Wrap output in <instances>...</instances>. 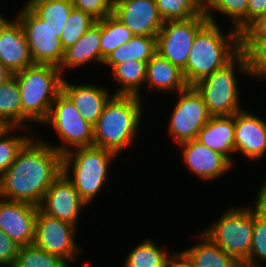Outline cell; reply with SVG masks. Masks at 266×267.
<instances>
[{
  "label": "cell",
  "instance_id": "cell-2",
  "mask_svg": "<svg viewBox=\"0 0 266 267\" xmlns=\"http://www.w3.org/2000/svg\"><path fill=\"white\" fill-rule=\"evenodd\" d=\"M143 101L138 96L113 95L93 126L94 146L117 156L131 149L137 143L141 121L145 118Z\"/></svg>",
  "mask_w": 266,
  "mask_h": 267
},
{
  "label": "cell",
  "instance_id": "cell-31",
  "mask_svg": "<svg viewBox=\"0 0 266 267\" xmlns=\"http://www.w3.org/2000/svg\"><path fill=\"white\" fill-rule=\"evenodd\" d=\"M36 132L38 134V131L33 132V129L31 131L24 127H4L0 131V179L14 162L20 149Z\"/></svg>",
  "mask_w": 266,
  "mask_h": 267
},
{
  "label": "cell",
  "instance_id": "cell-3",
  "mask_svg": "<svg viewBox=\"0 0 266 267\" xmlns=\"http://www.w3.org/2000/svg\"><path fill=\"white\" fill-rule=\"evenodd\" d=\"M219 23L208 22L192 43L186 66L182 69L188 86H193L224 67L240 52V33L225 32Z\"/></svg>",
  "mask_w": 266,
  "mask_h": 267
},
{
  "label": "cell",
  "instance_id": "cell-45",
  "mask_svg": "<svg viewBox=\"0 0 266 267\" xmlns=\"http://www.w3.org/2000/svg\"><path fill=\"white\" fill-rule=\"evenodd\" d=\"M4 128V126L0 123V131Z\"/></svg>",
  "mask_w": 266,
  "mask_h": 267
},
{
  "label": "cell",
  "instance_id": "cell-7",
  "mask_svg": "<svg viewBox=\"0 0 266 267\" xmlns=\"http://www.w3.org/2000/svg\"><path fill=\"white\" fill-rule=\"evenodd\" d=\"M238 206L228 207L216 222L201 232L225 253L243 264L249 258L251 249L253 204L248 207Z\"/></svg>",
  "mask_w": 266,
  "mask_h": 267
},
{
  "label": "cell",
  "instance_id": "cell-9",
  "mask_svg": "<svg viewBox=\"0 0 266 267\" xmlns=\"http://www.w3.org/2000/svg\"><path fill=\"white\" fill-rule=\"evenodd\" d=\"M176 94L178 101H174L176 103L172 108L166 133L177 146L196 139L199 130L208 122L211 115L194 86H187Z\"/></svg>",
  "mask_w": 266,
  "mask_h": 267
},
{
  "label": "cell",
  "instance_id": "cell-15",
  "mask_svg": "<svg viewBox=\"0 0 266 267\" xmlns=\"http://www.w3.org/2000/svg\"><path fill=\"white\" fill-rule=\"evenodd\" d=\"M12 17L0 12V62L14 74L34 64L22 24Z\"/></svg>",
  "mask_w": 266,
  "mask_h": 267
},
{
  "label": "cell",
  "instance_id": "cell-1",
  "mask_svg": "<svg viewBox=\"0 0 266 267\" xmlns=\"http://www.w3.org/2000/svg\"><path fill=\"white\" fill-rule=\"evenodd\" d=\"M39 137V138H38ZM33 135L0 179V197L39 206L62 172V155L47 140Z\"/></svg>",
  "mask_w": 266,
  "mask_h": 267
},
{
  "label": "cell",
  "instance_id": "cell-5",
  "mask_svg": "<svg viewBox=\"0 0 266 267\" xmlns=\"http://www.w3.org/2000/svg\"><path fill=\"white\" fill-rule=\"evenodd\" d=\"M115 158V153L97 146L76 148L62 155V172L79 196L92 205L109 181L110 166Z\"/></svg>",
  "mask_w": 266,
  "mask_h": 267
},
{
  "label": "cell",
  "instance_id": "cell-11",
  "mask_svg": "<svg viewBox=\"0 0 266 267\" xmlns=\"http://www.w3.org/2000/svg\"><path fill=\"white\" fill-rule=\"evenodd\" d=\"M77 231L78 227L75 225L51 217L38 208L34 244L42 250L59 256L70 266L75 261L77 263L79 261L77 259L84 252L83 247L78 245L76 240V235L80 234Z\"/></svg>",
  "mask_w": 266,
  "mask_h": 267
},
{
  "label": "cell",
  "instance_id": "cell-24",
  "mask_svg": "<svg viewBox=\"0 0 266 267\" xmlns=\"http://www.w3.org/2000/svg\"><path fill=\"white\" fill-rule=\"evenodd\" d=\"M146 65L147 62L131 60L115 65L110 73L113 82L117 84V89H114V95L124 96H140L146 82ZM120 86V87H119Z\"/></svg>",
  "mask_w": 266,
  "mask_h": 267
},
{
  "label": "cell",
  "instance_id": "cell-8",
  "mask_svg": "<svg viewBox=\"0 0 266 267\" xmlns=\"http://www.w3.org/2000/svg\"><path fill=\"white\" fill-rule=\"evenodd\" d=\"M44 125L58 135L62 144L58 142L59 144L50 146L61 155L76 148L94 146L93 126L81 116L79 110L62 91L54 100L48 118L42 126Z\"/></svg>",
  "mask_w": 266,
  "mask_h": 267
},
{
  "label": "cell",
  "instance_id": "cell-39",
  "mask_svg": "<svg viewBox=\"0 0 266 267\" xmlns=\"http://www.w3.org/2000/svg\"><path fill=\"white\" fill-rule=\"evenodd\" d=\"M240 39H266V13L252 20L240 32Z\"/></svg>",
  "mask_w": 266,
  "mask_h": 267
},
{
  "label": "cell",
  "instance_id": "cell-33",
  "mask_svg": "<svg viewBox=\"0 0 266 267\" xmlns=\"http://www.w3.org/2000/svg\"><path fill=\"white\" fill-rule=\"evenodd\" d=\"M240 51L245 56L249 77L259 82L266 80V39H240Z\"/></svg>",
  "mask_w": 266,
  "mask_h": 267
},
{
  "label": "cell",
  "instance_id": "cell-37",
  "mask_svg": "<svg viewBox=\"0 0 266 267\" xmlns=\"http://www.w3.org/2000/svg\"><path fill=\"white\" fill-rule=\"evenodd\" d=\"M73 7L101 20L113 13L114 0H72Z\"/></svg>",
  "mask_w": 266,
  "mask_h": 267
},
{
  "label": "cell",
  "instance_id": "cell-44",
  "mask_svg": "<svg viewBox=\"0 0 266 267\" xmlns=\"http://www.w3.org/2000/svg\"><path fill=\"white\" fill-rule=\"evenodd\" d=\"M239 267H250V266H247V265L241 264Z\"/></svg>",
  "mask_w": 266,
  "mask_h": 267
},
{
  "label": "cell",
  "instance_id": "cell-35",
  "mask_svg": "<svg viewBox=\"0 0 266 267\" xmlns=\"http://www.w3.org/2000/svg\"><path fill=\"white\" fill-rule=\"evenodd\" d=\"M13 267H71L57 255L40 249L34 243L21 246Z\"/></svg>",
  "mask_w": 266,
  "mask_h": 267
},
{
  "label": "cell",
  "instance_id": "cell-20",
  "mask_svg": "<svg viewBox=\"0 0 266 267\" xmlns=\"http://www.w3.org/2000/svg\"><path fill=\"white\" fill-rule=\"evenodd\" d=\"M235 114L211 116L199 130L196 140L208 148L221 153L235 164Z\"/></svg>",
  "mask_w": 266,
  "mask_h": 267
},
{
  "label": "cell",
  "instance_id": "cell-41",
  "mask_svg": "<svg viewBox=\"0 0 266 267\" xmlns=\"http://www.w3.org/2000/svg\"><path fill=\"white\" fill-rule=\"evenodd\" d=\"M166 267H195L188 256L181 250L172 252Z\"/></svg>",
  "mask_w": 266,
  "mask_h": 267
},
{
  "label": "cell",
  "instance_id": "cell-19",
  "mask_svg": "<svg viewBox=\"0 0 266 267\" xmlns=\"http://www.w3.org/2000/svg\"><path fill=\"white\" fill-rule=\"evenodd\" d=\"M64 76L61 91L71 100L79 110L81 116L94 126L101 116L105 104L114 95L103 85L69 82Z\"/></svg>",
  "mask_w": 266,
  "mask_h": 267
},
{
  "label": "cell",
  "instance_id": "cell-22",
  "mask_svg": "<svg viewBox=\"0 0 266 267\" xmlns=\"http://www.w3.org/2000/svg\"><path fill=\"white\" fill-rule=\"evenodd\" d=\"M187 86L182 70L158 53L147 62L144 90L173 95Z\"/></svg>",
  "mask_w": 266,
  "mask_h": 267
},
{
  "label": "cell",
  "instance_id": "cell-23",
  "mask_svg": "<svg viewBox=\"0 0 266 267\" xmlns=\"http://www.w3.org/2000/svg\"><path fill=\"white\" fill-rule=\"evenodd\" d=\"M196 244L182 251L195 267H239L241 264L230 254L225 253L201 231L197 235ZM199 239V240H198Z\"/></svg>",
  "mask_w": 266,
  "mask_h": 267
},
{
  "label": "cell",
  "instance_id": "cell-42",
  "mask_svg": "<svg viewBox=\"0 0 266 267\" xmlns=\"http://www.w3.org/2000/svg\"><path fill=\"white\" fill-rule=\"evenodd\" d=\"M255 195L260 204L261 208L266 212V177L263 180V183H261V187L259 186L258 192Z\"/></svg>",
  "mask_w": 266,
  "mask_h": 267
},
{
  "label": "cell",
  "instance_id": "cell-17",
  "mask_svg": "<svg viewBox=\"0 0 266 267\" xmlns=\"http://www.w3.org/2000/svg\"><path fill=\"white\" fill-rule=\"evenodd\" d=\"M113 14L134 35L157 36L164 23L156 0H114Z\"/></svg>",
  "mask_w": 266,
  "mask_h": 267
},
{
  "label": "cell",
  "instance_id": "cell-36",
  "mask_svg": "<svg viewBox=\"0 0 266 267\" xmlns=\"http://www.w3.org/2000/svg\"><path fill=\"white\" fill-rule=\"evenodd\" d=\"M95 22L97 20L88 13L73 7L60 37L64 51L73 46Z\"/></svg>",
  "mask_w": 266,
  "mask_h": 267
},
{
  "label": "cell",
  "instance_id": "cell-28",
  "mask_svg": "<svg viewBox=\"0 0 266 267\" xmlns=\"http://www.w3.org/2000/svg\"><path fill=\"white\" fill-rule=\"evenodd\" d=\"M0 123L4 127H22L20 88L14 76L0 85Z\"/></svg>",
  "mask_w": 266,
  "mask_h": 267
},
{
  "label": "cell",
  "instance_id": "cell-26",
  "mask_svg": "<svg viewBox=\"0 0 266 267\" xmlns=\"http://www.w3.org/2000/svg\"><path fill=\"white\" fill-rule=\"evenodd\" d=\"M247 9L248 0H203V13L210 22L218 23L216 13L226 16L239 33L247 26Z\"/></svg>",
  "mask_w": 266,
  "mask_h": 267
},
{
  "label": "cell",
  "instance_id": "cell-16",
  "mask_svg": "<svg viewBox=\"0 0 266 267\" xmlns=\"http://www.w3.org/2000/svg\"><path fill=\"white\" fill-rule=\"evenodd\" d=\"M248 111L243 108L235 113V155L258 162L266 157V119Z\"/></svg>",
  "mask_w": 266,
  "mask_h": 267
},
{
  "label": "cell",
  "instance_id": "cell-43",
  "mask_svg": "<svg viewBox=\"0 0 266 267\" xmlns=\"http://www.w3.org/2000/svg\"><path fill=\"white\" fill-rule=\"evenodd\" d=\"M12 76L13 74L0 62V85Z\"/></svg>",
  "mask_w": 266,
  "mask_h": 267
},
{
  "label": "cell",
  "instance_id": "cell-40",
  "mask_svg": "<svg viewBox=\"0 0 266 267\" xmlns=\"http://www.w3.org/2000/svg\"><path fill=\"white\" fill-rule=\"evenodd\" d=\"M264 13H266V0H248L247 25Z\"/></svg>",
  "mask_w": 266,
  "mask_h": 267
},
{
  "label": "cell",
  "instance_id": "cell-10",
  "mask_svg": "<svg viewBox=\"0 0 266 267\" xmlns=\"http://www.w3.org/2000/svg\"><path fill=\"white\" fill-rule=\"evenodd\" d=\"M14 15L25 31L33 64L60 67L64 48L57 31L39 18L25 3Z\"/></svg>",
  "mask_w": 266,
  "mask_h": 267
},
{
  "label": "cell",
  "instance_id": "cell-38",
  "mask_svg": "<svg viewBox=\"0 0 266 267\" xmlns=\"http://www.w3.org/2000/svg\"><path fill=\"white\" fill-rule=\"evenodd\" d=\"M20 247L5 232L0 230V267H13Z\"/></svg>",
  "mask_w": 266,
  "mask_h": 267
},
{
  "label": "cell",
  "instance_id": "cell-21",
  "mask_svg": "<svg viewBox=\"0 0 266 267\" xmlns=\"http://www.w3.org/2000/svg\"><path fill=\"white\" fill-rule=\"evenodd\" d=\"M101 20L95 22L85 34L71 47L67 48L64 53L63 61L59 67L62 75L66 71L75 69L82 70L81 66L90 63L101 65ZM90 62V63H89Z\"/></svg>",
  "mask_w": 266,
  "mask_h": 267
},
{
  "label": "cell",
  "instance_id": "cell-14",
  "mask_svg": "<svg viewBox=\"0 0 266 267\" xmlns=\"http://www.w3.org/2000/svg\"><path fill=\"white\" fill-rule=\"evenodd\" d=\"M182 151L181 159L186 169L202 181L209 182L229 173L234 165L221 153L201 144L196 139L177 146Z\"/></svg>",
  "mask_w": 266,
  "mask_h": 267
},
{
  "label": "cell",
  "instance_id": "cell-4",
  "mask_svg": "<svg viewBox=\"0 0 266 267\" xmlns=\"http://www.w3.org/2000/svg\"><path fill=\"white\" fill-rule=\"evenodd\" d=\"M13 76L20 88L22 127L31 130V123L42 126L54 100L61 92L64 76L59 67L34 64Z\"/></svg>",
  "mask_w": 266,
  "mask_h": 267
},
{
  "label": "cell",
  "instance_id": "cell-27",
  "mask_svg": "<svg viewBox=\"0 0 266 267\" xmlns=\"http://www.w3.org/2000/svg\"><path fill=\"white\" fill-rule=\"evenodd\" d=\"M145 238L126 254L122 267H166L171 251ZM170 251V252H169Z\"/></svg>",
  "mask_w": 266,
  "mask_h": 267
},
{
  "label": "cell",
  "instance_id": "cell-29",
  "mask_svg": "<svg viewBox=\"0 0 266 267\" xmlns=\"http://www.w3.org/2000/svg\"><path fill=\"white\" fill-rule=\"evenodd\" d=\"M25 4L41 19L54 28L58 37L73 8L72 0H27Z\"/></svg>",
  "mask_w": 266,
  "mask_h": 267
},
{
  "label": "cell",
  "instance_id": "cell-32",
  "mask_svg": "<svg viewBox=\"0 0 266 267\" xmlns=\"http://www.w3.org/2000/svg\"><path fill=\"white\" fill-rule=\"evenodd\" d=\"M254 201L251 249L249 258L243 264L250 267H266L261 265L266 263V212L261 208L257 199Z\"/></svg>",
  "mask_w": 266,
  "mask_h": 267
},
{
  "label": "cell",
  "instance_id": "cell-13",
  "mask_svg": "<svg viewBox=\"0 0 266 267\" xmlns=\"http://www.w3.org/2000/svg\"><path fill=\"white\" fill-rule=\"evenodd\" d=\"M38 207L43 213L79 228L81 226L79 217L82 216L84 207L90 206L79 196L73 183L61 172L45 192Z\"/></svg>",
  "mask_w": 266,
  "mask_h": 267
},
{
  "label": "cell",
  "instance_id": "cell-12",
  "mask_svg": "<svg viewBox=\"0 0 266 267\" xmlns=\"http://www.w3.org/2000/svg\"><path fill=\"white\" fill-rule=\"evenodd\" d=\"M209 22L203 13L188 20H167L156 36L157 53L181 70L186 66L196 34Z\"/></svg>",
  "mask_w": 266,
  "mask_h": 267
},
{
  "label": "cell",
  "instance_id": "cell-30",
  "mask_svg": "<svg viewBox=\"0 0 266 267\" xmlns=\"http://www.w3.org/2000/svg\"><path fill=\"white\" fill-rule=\"evenodd\" d=\"M135 35L113 13L101 19V65L119 46L127 43Z\"/></svg>",
  "mask_w": 266,
  "mask_h": 267
},
{
  "label": "cell",
  "instance_id": "cell-18",
  "mask_svg": "<svg viewBox=\"0 0 266 267\" xmlns=\"http://www.w3.org/2000/svg\"><path fill=\"white\" fill-rule=\"evenodd\" d=\"M38 206L0 197V230L20 246L34 243Z\"/></svg>",
  "mask_w": 266,
  "mask_h": 267
},
{
  "label": "cell",
  "instance_id": "cell-34",
  "mask_svg": "<svg viewBox=\"0 0 266 267\" xmlns=\"http://www.w3.org/2000/svg\"><path fill=\"white\" fill-rule=\"evenodd\" d=\"M164 21L188 20L203 14V0H156Z\"/></svg>",
  "mask_w": 266,
  "mask_h": 267
},
{
  "label": "cell",
  "instance_id": "cell-25",
  "mask_svg": "<svg viewBox=\"0 0 266 267\" xmlns=\"http://www.w3.org/2000/svg\"><path fill=\"white\" fill-rule=\"evenodd\" d=\"M156 53V36L135 35L127 43L116 48L104 60L103 66L107 65L108 69H112L115 65L125 61L148 62Z\"/></svg>",
  "mask_w": 266,
  "mask_h": 267
},
{
  "label": "cell",
  "instance_id": "cell-6",
  "mask_svg": "<svg viewBox=\"0 0 266 267\" xmlns=\"http://www.w3.org/2000/svg\"><path fill=\"white\" fill-rule=\"evenodd\" d=\"M241 75L249 77L245 56L240 51L224 67L193 85L211 116L234 115L243 109L240 100L242 91L238 83Z\"/></svg>",
  "mask_w": 266,
  "mask_h": 267
}]
</instances>
